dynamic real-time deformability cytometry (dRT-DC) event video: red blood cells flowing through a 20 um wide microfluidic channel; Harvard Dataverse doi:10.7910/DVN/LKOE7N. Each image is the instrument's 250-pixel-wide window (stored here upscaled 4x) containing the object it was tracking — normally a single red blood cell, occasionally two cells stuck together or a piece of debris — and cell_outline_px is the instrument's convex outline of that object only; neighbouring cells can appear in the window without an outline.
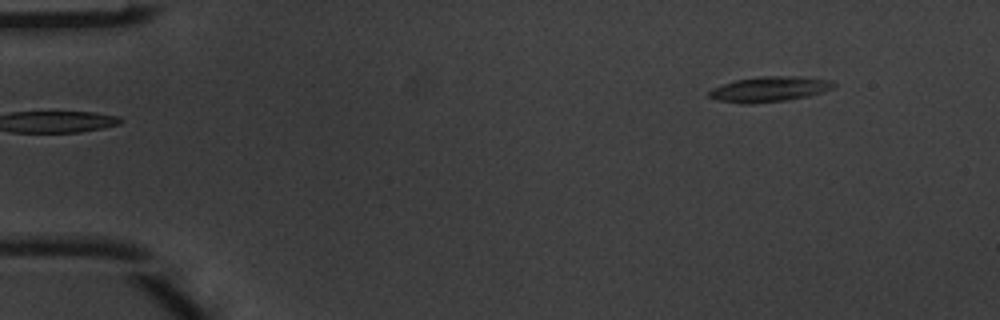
{"species": "common noctule bat (a hibernating species)", "species_latin": "Nyctalus noctula", "temperature_condition": "warm", "stored_images_in_passage": 5, "camera_frame_rate_fps": 3000, "um_per_image_px": 0.085, "animal": {"sex": "male", "body_mass_g": 20.1, "forearm_length_mm": 53.5}, "frame": {"image": 1, "passage_image": 5, "time_ms": 1.333, "image_size_px": [1000, 320], "cell_outline_px": [[836, 84], [832, 88], [824, 92], [808, 96], [788, 100], [752, 104], [740, 104], [716, 100], [708, 96], [708, 92], [712, 88], [736, 80], [760, 76], [800, 76], [832, 80]], "centroid_in_image_um": [65.41, 7.58], "position_along_channel_um": 19.6, "area_um2": 18.55}}